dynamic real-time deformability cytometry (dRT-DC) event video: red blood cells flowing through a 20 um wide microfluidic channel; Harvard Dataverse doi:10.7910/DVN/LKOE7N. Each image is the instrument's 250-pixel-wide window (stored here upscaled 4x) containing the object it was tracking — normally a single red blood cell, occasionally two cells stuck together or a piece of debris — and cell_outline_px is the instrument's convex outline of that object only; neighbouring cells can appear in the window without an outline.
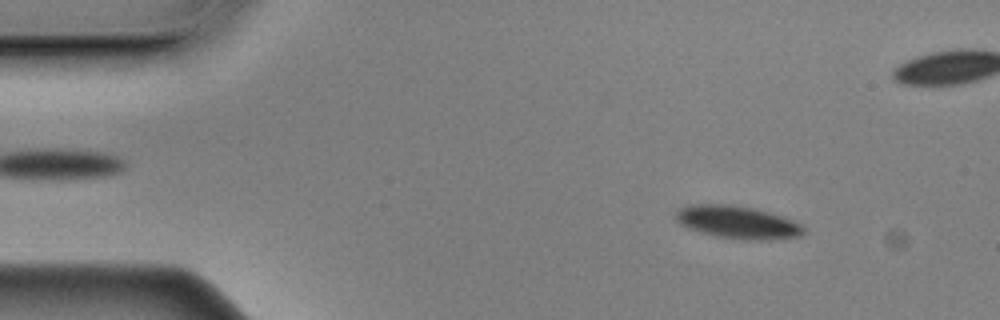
{"species": "Egyptian fruit bat (a non-hibernating species)", "species_latin": "Rousettus aegyptiacus", "temperature_condition": "cold", "stored_images_in_passage": 54, "camera_frame_rate_fps": 3000, "um_per_image_px": 0.085, "animal": {"sex": "male"}, "frame": {"image": 1, "passage_image": 3, "time_ms": 0.667, "image_size_px": [1000, 320], "cell_outline_px": [[804, 232], [800, 236], [768, 240], [740, 240], [716, 236], [700, 232], [688, 228], [680, 224], [676, 220], [676, 212], [680, 208], [688, 204], [732, 204], [752, 208], [768, 212], [792, 220], [800, 224], [804, 228]], "centroid_in_image_um": [62.66, 18.89], "position_along_channel_um": 22.3, "area_um2": 24.39}}
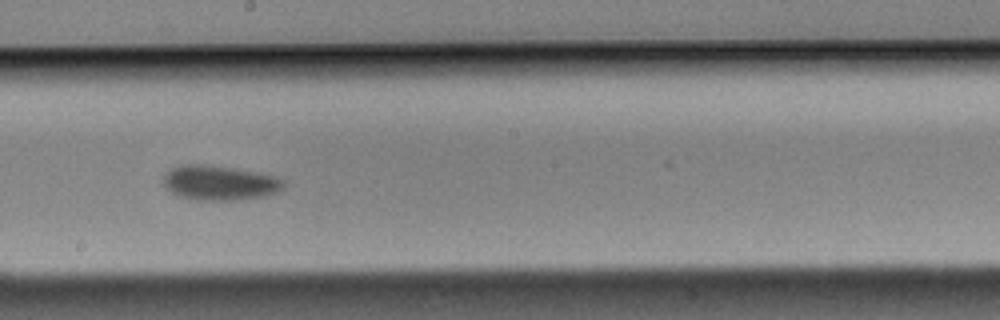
{"frame": {"image": 2, "passage_image": 27, "time_ms": 8.667, "image_size_px": [1000, 320], "cell_outline_px": [[284, 188], [268, 196], [236, 200], [196, 200], [176, 196], [164, 184], [164, 176], [172, 168], [184, 164], [204, 164], [260, 172], [284, 180]], "centroid_in_image_um": [18.69, 15.55], "position_along_channel_um": 229.5, "area_um2": 24.33}}
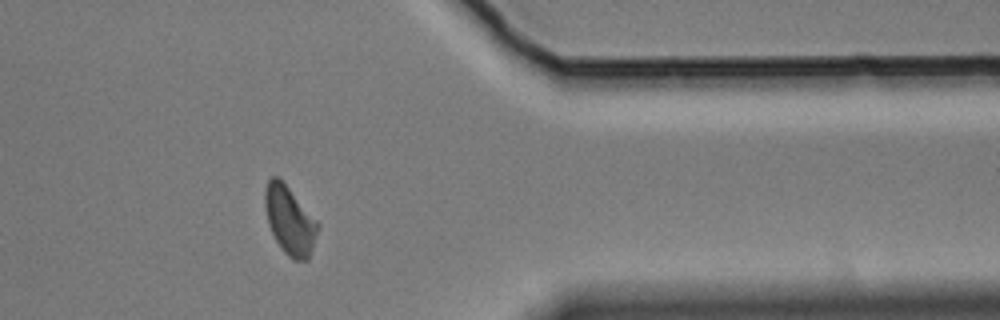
{"frame": {"image": 3, "passage_image": 42, "time_ms": 13.667, "image_size_px": [1000, 320], "cell_outline_px": [[320, 228], [308, 260], [292, 260], [284, 252], [276, 240], [268, 224], [264, 204], [264, 188], [268, 180], [272, 176], [276, 176], [288, 188], [320, 224]], "centroid_in_image_um": [24.62, 18.76], "position_along_channel_um": 386.8, "area_um2": 20.87}, "authors_computed_cell_mechanics": {"area_um2": 22.8888, "velocity_mm_per_s": 3.4843, "shape_relaxation_time_tau1_ms": 3.6846, "shape_relaxation_time_tau2_ms": null, "deformation_change_tau1": 0.068, "deformation_change_tau2": null}}